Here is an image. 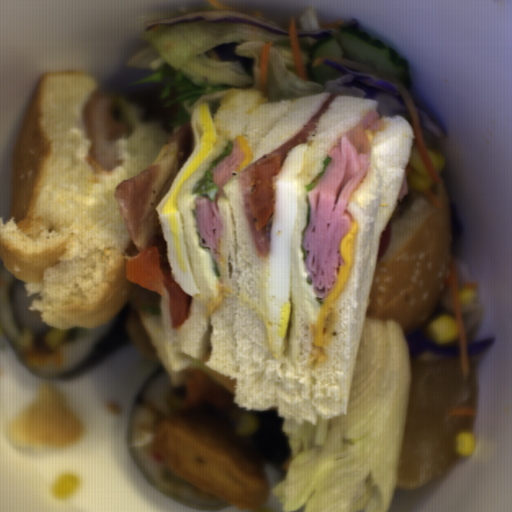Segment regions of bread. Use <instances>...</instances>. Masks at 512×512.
<instances>
[{"label":"bread","mask_w":512,"mask_h":512,"mask_svg":"<svg viewBox=\"0 0 512 512\" xmlns=\"http://www.w3.org/2000/svg\"><path fill=\"white\" fill-rule=\"evenodd\" d=\"M332 94L267 102L263 93L242 88L225 93L212 121L215 145L205 161L182 185L178 197L192 278L199 293L189 296L187 318L173 327L170 295L163 286L160 314L138 312L143 328L166 374L176 388L189 379L192 358L211 354L204 366L235 379V404L248 410L278 407L279 417L317 425L318 415L330 420L347 415L350 388L361 332L373 285L380 235L395 208L408 167L414 131L401 115L381 117L378 130H364L370 143V166L355 187L346 210L357 223L353 265L335 308V328L326 342L324 361L311 364L313 323L322 303L302 260V231L306 225L311 184L324 168L336 142L358 126L375 99L338 95L307 137L303 167L297 177L296 217L289 255V319L284 349L274 357L266 316V256H259L245 211L240 175L297 135ZM243 135L254 158L223 186L217 201L224 219L219 239L221 277L214 274L210 254L199 249L192 211L198 194H190L204 170L228 142ZM351 222V223H352Z\"/></svg>","instance_id":"1"},{"label":"bread","mask_w":512,"mask_h":512,"mask_svg":"<svg viewBox=\"0 0 512 512\" xmlns=\"http://www.w3.org/2000/svg\"><path fill=\"white\" fill-rule=\"evenodd\" d=\"M97 88L83 71L41 77L17 133L10 197L0 219V259L42 323L93 327L113 318L137 283L126 278L139 256L120 213L116 187L153 165L167 143L154 112L122 101L125 125L116 165L91 153L84 105Z\"/></svg>","instance_id":"2"},{"label":"bread","mask_w":512,"mask_h":512,"mask_svg":"<svg viewBox=\"0 0 512 512\" xmlns=\"http://www.w3.org/2000/svg\"><path fill=\"white\" fill-rule=\"evenodd\" d=\"M451 224L442 180L413 189L407 168L378 241L364 319L398 323L407 335L429 319L449 283Z\"/></svg>","instance_id":"3"}]
</instances>
